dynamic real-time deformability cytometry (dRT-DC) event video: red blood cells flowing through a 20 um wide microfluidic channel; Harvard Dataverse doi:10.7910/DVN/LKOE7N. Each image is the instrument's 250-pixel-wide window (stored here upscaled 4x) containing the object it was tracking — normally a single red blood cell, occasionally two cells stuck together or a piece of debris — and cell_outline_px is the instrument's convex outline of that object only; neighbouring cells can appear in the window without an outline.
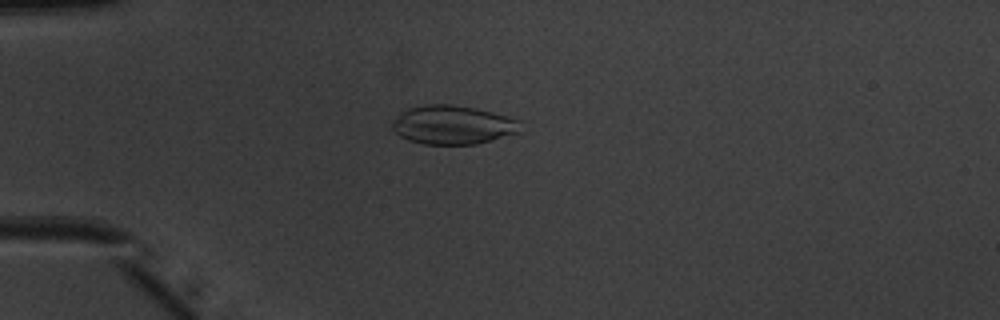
{"species": "common noctule bat (a hibernating species)", "species_latin": "Nyctalus noctula", "temperature_condition": "warm", "stored_images_in_passage": 38, "camera_frame_rate_fps": 3000, "um_per_image_px": 0.085, "animal": {"sex": "male", "body_mass_g": 20.1, "forearm_length_mm": 53.5}, "frame": {"image": 1, "passage_image": 1, "time_ms": 0.0, "image_size_px": [1000, 320], "cell_outline_px": [[520, 132], [476, 144], [424, 144], [408, 140], [400, 136], [392, 128], [392, 120], [400, 112], [408, 108], [424, 104], [452, 104], [476, 108], [492, 112], [516, 120]], "centroid_in_image_um": [38.4, 10.6], "position_along_channel_um": 46.6, "area_um2": 28.78}}
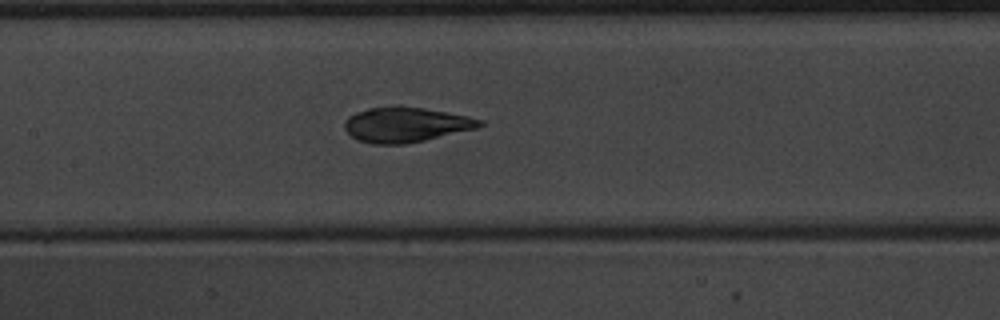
{"frame": {"image": 2, "passage_image": 12, "time_ms": 3.667, "image_size_px": [1000, 320], "cell_outline_px": [[484, 124], [476, 128], [424, 140], [404, 144], [372, 144], [360, 140], [352, 136], [344, 128], [344, 124], [348, 116], [356, 112], [368, 108], [396, 104], [424, 108], [468, 116], [484, 120]], "centroid_in_image_um": [34.48, 10.57], "position_along_channel_um": 172.9, "area_um2": 27.63}}
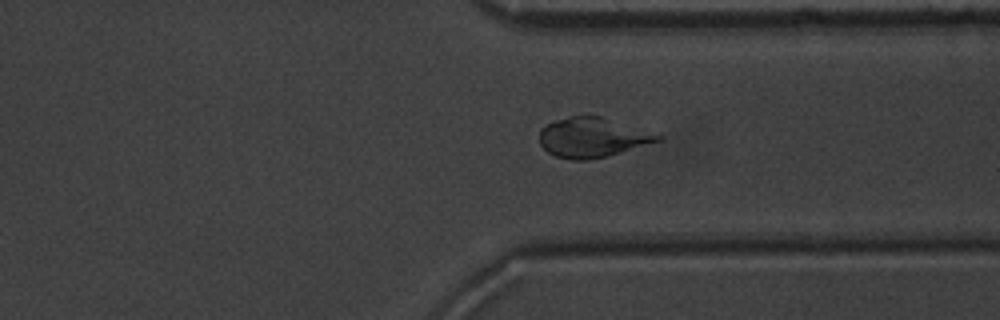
{"frame": {"image": 3, "passage_image": 26, "time_ms": 8.333, "image_size_px": [1000, 320], "cell_outline_px": [[664, 140], [604, 156], [588, 160], [572, 160], [556, 156], [548, 152], [540, 144], [540, 128], [556, 120], [568, 116], [600, 116], [664, 136]], "centroid_in_image_um": [50.34, 11.68], "position_along_channel_um": 361.1, "area_um2": 26.99}, "authors_computed_cell_mechanics": {"area_um2": 28.033, "velocity_mm_per_s": 4.0411, "shape_relaxation_time_tau1_ms": 6.2953, "shape_relaxation_time_tau2_ms": 0.8251, "deformation_change_tau1": 0.1791, "deformation_change_tau2": 0.0596}}